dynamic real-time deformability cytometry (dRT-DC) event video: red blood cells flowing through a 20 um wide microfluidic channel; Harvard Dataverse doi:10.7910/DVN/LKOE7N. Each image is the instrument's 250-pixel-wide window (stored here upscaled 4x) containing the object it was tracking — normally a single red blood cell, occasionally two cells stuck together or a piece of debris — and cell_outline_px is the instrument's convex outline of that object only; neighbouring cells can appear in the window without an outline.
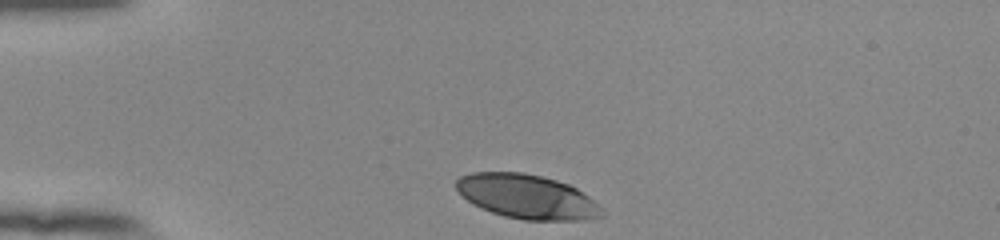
{"species": "human", "species_latin": "Homo sapiens", "temperature_condition": "room temperature", "stored_images_in_passage": 33, "camera_frame_rate_fps": 3000, "um_per_image_px": 0.085, "donor": {"sex": "female"}, "frame": {"image": 1, "passage_image": 1, "time_ms": 0.0, "image_size_px": [1000, 240], "cell_outline_px": [[604, 216], [584, 220], [524, 220], [504, 216], [492, 212], [472, 204], [456, 188], [456, 180], [460, 176], [472, 172], [524, 172], [556, 180], [568, 184], [576, 188], [588, 196], [604, 212]], "centroid_in_image_um": [44.79, 16.71], "position_along_channel_um": 40.2, "area_um2": 37.34}}
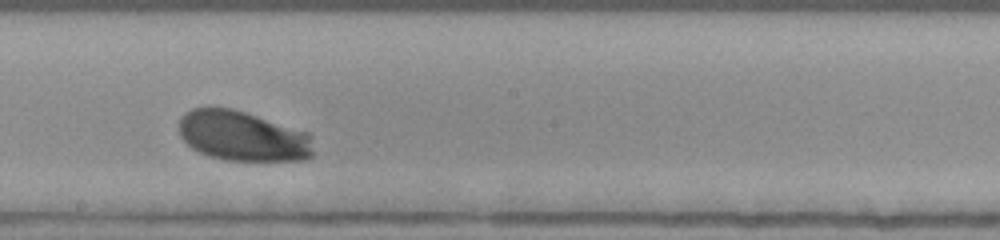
{"frame": {"image": 2, "passage_image": 19, "time_ms": 6.0, "image_size_px": [1000, 240], "cell_outline_px": [[312, 156], [304, 160], [224, 160], [208, 156], [192, 148], [180, 136], [180, 116], [184, 112], [192, 108], [208, 104], [232, 108], [308, 132], [312, 152]], "centroid_in_image_um": [20.55, 11.53], "position_along_channel_um": 227.7, "area_um2": 39.48}}
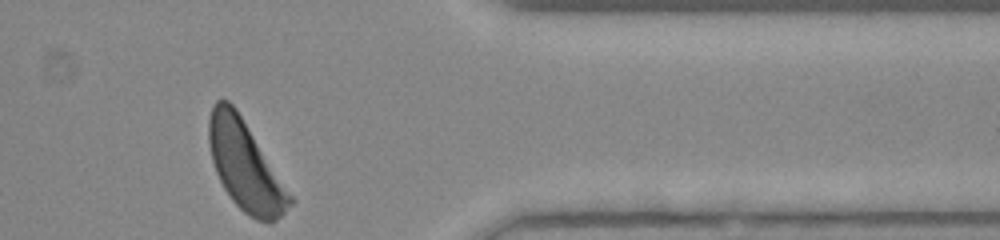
{"frame": {"image": 3, "passage_image": 33, "time_ms": 10.667, "image_size_px": [1000, 240], "cell_outline_px": [[296, 200], [272, 224], [268, 224], [256, 220], [248, 216], [232, 200], [224, 188], [216, 172], [212, 160], [208, 140], [208, 120], [212, 104], [216, 100], [228, 100], [236, 108]], "centroid_in_image_um": [20.86, 14.11], "position_along_channel_um": 390.5, "area_um2": 42.25}, "authors_computed_cell_mechanics": {"area_um2": 39.304, "velocity_mm_per_s": 3.805, "shape_relaxation_time_tau1_ms": 2.1212, "shape_relaxation_time_tau2_ms": null, "deformation_change_tau1": 0.1395, "deformation_change_tau2": null}}